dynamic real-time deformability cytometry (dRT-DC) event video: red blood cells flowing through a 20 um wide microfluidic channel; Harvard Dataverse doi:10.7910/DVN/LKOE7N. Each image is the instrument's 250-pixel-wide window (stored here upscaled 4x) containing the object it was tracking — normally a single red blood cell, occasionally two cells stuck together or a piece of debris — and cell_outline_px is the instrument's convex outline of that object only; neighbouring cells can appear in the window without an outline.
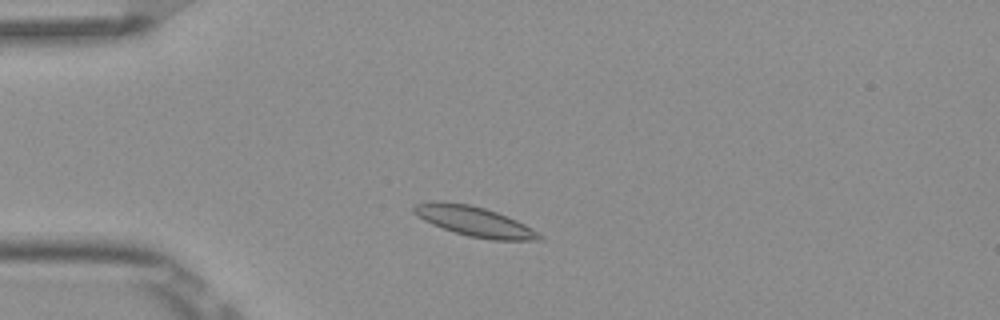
{"species": "Egyptian fruit bat (a non-hibernating species)", "species_latin": "Rousettus aegyptiacus", "temperature_condition": "room temperature", "stored_images_in_passage": 5, "camera_frame_rate_fps": 3000, "um_per_image_px": 0.085, "frame": {"image": 1, "passage_image": 3, "time_ms": 0.667, "image_size_px": [1000, 320], "cell_outline_px": [[544, 236], [540, 240], [492, 240], [468, 236], [432, 224], [424, 220], [412, 212], [412, 208], [416, 204], [432, 200], [468, 204], [484, 208], [496, 212], [516, 220], [532, 228]], "centroid_in_image_um": [40.32, 18.81], "position_along_channel_um": 44.7, "area_um2": 21.68}}
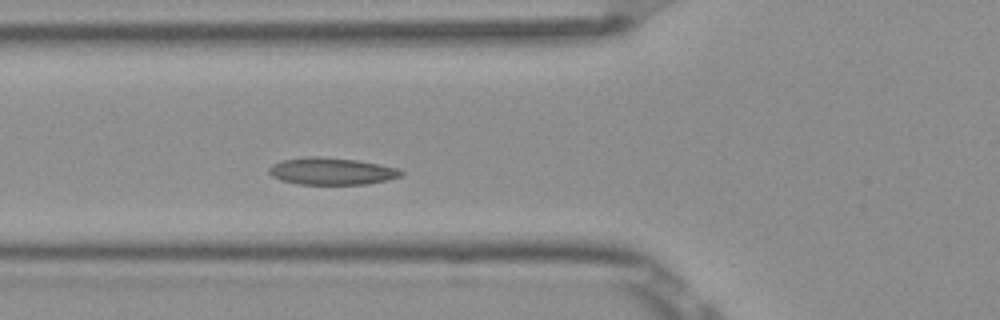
{"frame": {"image": 2, "passage_image": 5, "time_ms": 1.333, "image_size_px": [1000, 320], "cell_outline_px": [[404, 172], [400, 176], [368, 184], [300, 184], [280, 180], [272, 176], [268, 172], [268, 168], [272, 164], [280, 160], [308, 156], [320, 156], [356, 160], [380, 164], [396, 168]], "centroid_in_image_um": [28.12, 14.54], "position_along_channel_um": 97.7, "area_um2": 20.81}}